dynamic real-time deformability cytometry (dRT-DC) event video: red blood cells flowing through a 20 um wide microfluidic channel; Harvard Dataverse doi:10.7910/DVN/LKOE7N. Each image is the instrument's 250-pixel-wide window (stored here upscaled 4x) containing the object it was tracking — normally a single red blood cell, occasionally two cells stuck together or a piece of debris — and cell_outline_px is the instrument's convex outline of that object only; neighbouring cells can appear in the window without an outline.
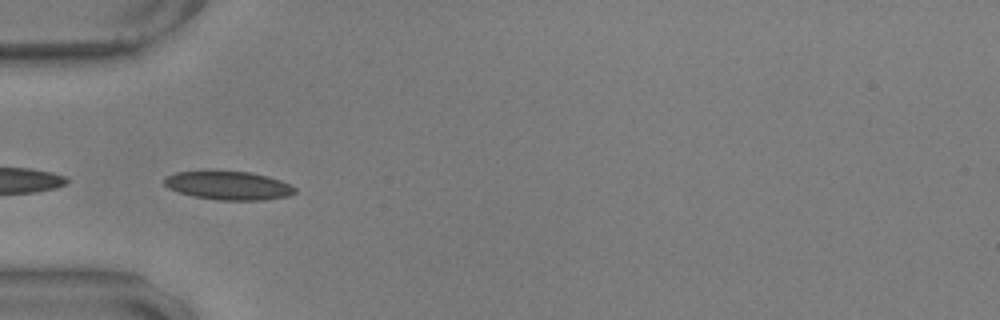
{"species": "common noctule bat (a hibernating species)", "species_latin": "Nyctalus noctula", "temperature_condition": "warm", "stored_images_in_passage": 4, "camera_frame_rate_fps": 3000, "um_per_image_px": 0.085, "animal": {"sex": "male", "body_mass_g": 17.9, "forearm_length_mm": 54.2}, "frame": {"image": 1, "passage_image": 1, "time_ms": 0.0, "image_size_px": [1000, 320], "cell_outline_px": [[296, 192], [288, 196], [264, 200], [216, 200], [192, 196], [168, 188], [164, 184], [164, 180], [168, 176], [176, 172], [208, 168], [212, 168], [248, 172], [268, 176], [280, 180], [296, 188]], "centroid_in_image_um": [19.37, 15.73], "position_along_channel_um": 65.6, "area_um2": 22.48}}